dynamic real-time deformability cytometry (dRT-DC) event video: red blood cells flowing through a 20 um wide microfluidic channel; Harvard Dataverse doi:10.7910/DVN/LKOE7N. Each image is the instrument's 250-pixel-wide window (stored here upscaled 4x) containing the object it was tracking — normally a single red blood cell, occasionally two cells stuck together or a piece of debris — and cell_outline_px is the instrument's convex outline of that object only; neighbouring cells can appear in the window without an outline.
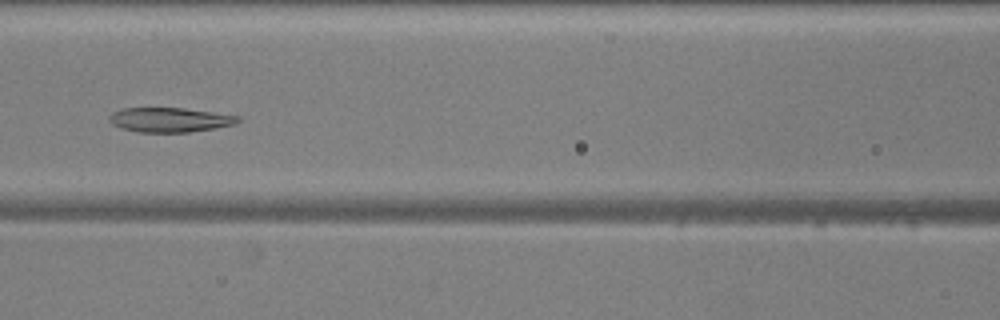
{"species": "common noctule bat (a hibernating species)", "species_latin": "Nyctalus noctula", "temperature_condition": "warm", "stored_images_in_passage": 44, "camera_frame_rate_fps": 3000, "um_per_image_px": 0.085, "animal": {"sex": "male", "body_mass_g": 20.5, "forearm_length_mm": 52.5}, "frame": {"image": 1, "passage_image": 15, "time_ms": 4.667, "image_size_px": [1000, 320], "cell_outline_px": [[240, 120], [236, 124], [216, 128], [188, 132], [140, 132], [120, 128], [112, 124], [108, 120], [108, 116], [112, 112], [120, 108], [184, 108], [240, 116]], "centroid_in_image_um": [14.4, 10.18], "position_along_channel_um": 152.2, "area_um2": 18.5}}
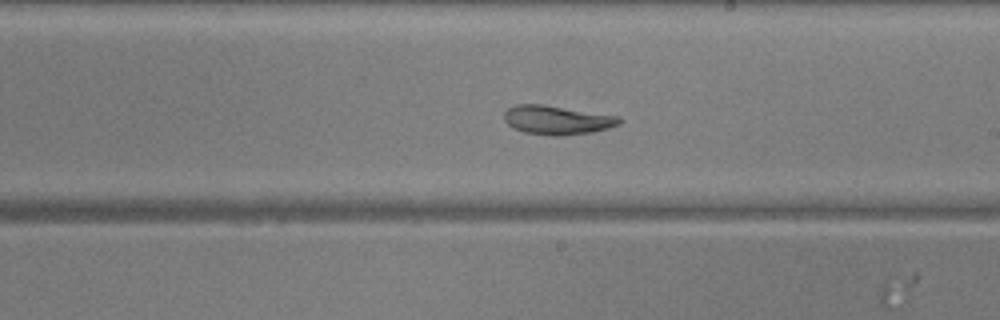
{"frame": {"image": 2, "passage_image": 22, "time_ms": 7.0, "image_size_px": [1000, 320], "cell_outline_px": [[624, 120], [620, 124], [608, 128], [592, 132], [564, 136], [552, 136], [524, 132], [512, 128], [504, 120], [504, 112], [508, 108], [516, 104], [544, 104], [620, 116]], "centroid_in_image_um": [47.37, 10.2], "position_along_channel_um": 241.6, "area_um2": 19.77}}
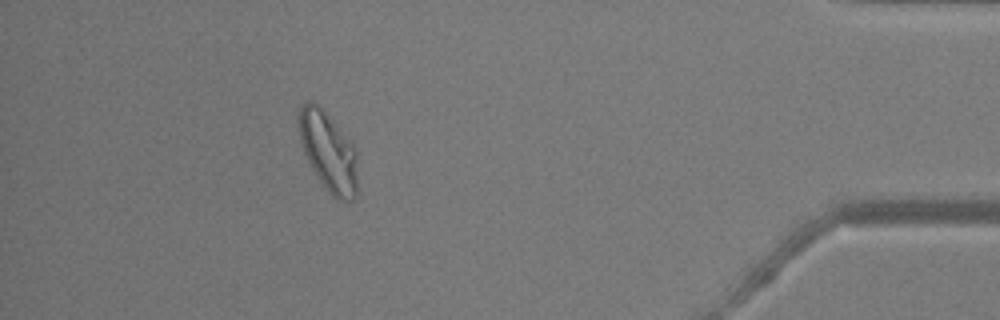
{"frame": {"image": 3, "passage_image": 39, "time_ms": 12.667, "image_size_px": [1000, 320], "cell_outline_px": [[356, 196], [348, 204], [336, 200], [328, 192], [320, 180], [308, 160], [304, 152], [300, 140], [300, 104], [304, 100], [312, 100], [352, 140], [356, 148]], "centroid_in_image_um": [27.94, 12.92], "position_along_channel_um": 407.3, "area_um2": 27.05}, "authors_computed_cell_mechanics": {"area_um2": 21.3571, "velocity_mm_per_s": 3.8451, "shape_relaxation_time_tau1_ms": null, "shape_relaxation_time_tau2_ms": 3.934, "deformation_change_tau1": null, "deformation_change_tau2": 0.0932}}